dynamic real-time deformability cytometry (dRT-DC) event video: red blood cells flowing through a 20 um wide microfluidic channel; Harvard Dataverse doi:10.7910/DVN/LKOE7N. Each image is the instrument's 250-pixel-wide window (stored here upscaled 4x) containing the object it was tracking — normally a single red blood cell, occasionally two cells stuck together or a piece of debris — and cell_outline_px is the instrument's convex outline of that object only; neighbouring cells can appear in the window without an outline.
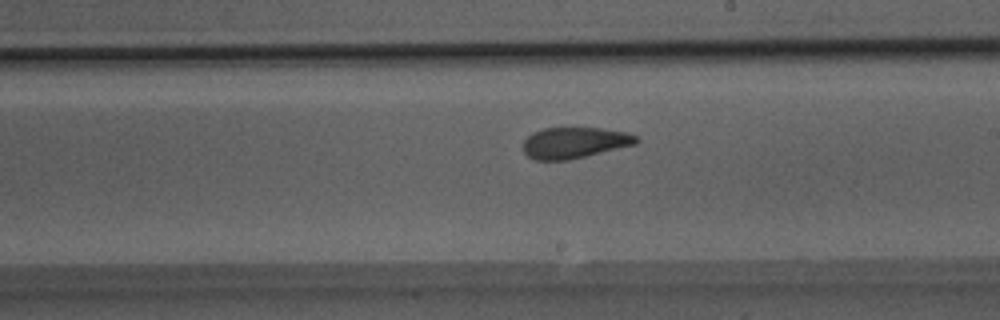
{"species": "Egyptian fruit bat (a non-hibernating species)", "species_latin": "Rousettus aegyptiacus", "temperature_condition": "room temperature", "stored_images_in_passage": 41, "camera_frame_rate_fps": 3000, "um_per_image_px": 0.085, "animal": {"sex": "male"}, "frame": {"image": 1, "passage_image": 24, "time_ms": 7.667, "image_size_px": [1000, 320], "cell_outline_px": [[640, 140], [636, 144], [568, 160], [532, 160], [524, 152], [524, 140], [532, 132], [544, 128], [600, 128], [628, 132], [640, 136]], "centroid_in_image_um": [48.86, 12.12], "position_along_channel_um": 240.1, "area_um2": 20.58}}
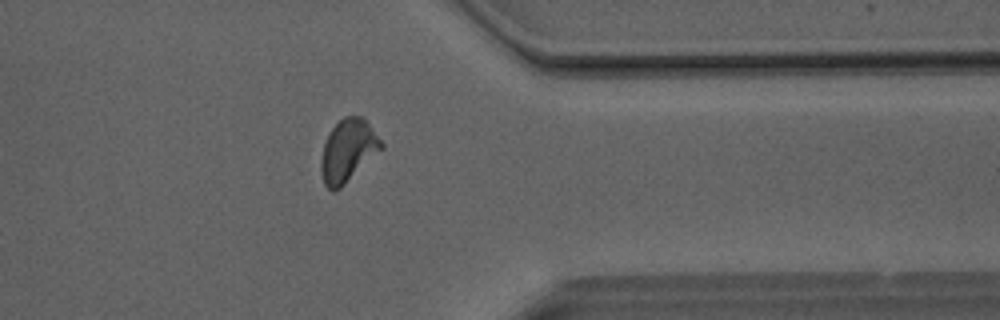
{"frame": {"image": 2, "passage_image": 35, "time_ms": 11.333, "image_size_px": [1000, 320], "cell_outline_px": [[384, 148], [336, 192], [332, 192], [324, 184], [320, 168], [320, 160], [324, 144], [328, 132], [344, 116], [364, 116], [384, 144]], "centroid_in_image_um": [29.58, 12.81], "position_along_channel_um": 381.8, "area_um2": 22.2}, "authors_computed_cell_mechanics": {"area_um2": 21.5594, "velocity_mm_per_s": 4.0992, "shape_relaxation_time_tau1_ms": 8.4116, "shape_relaxation_time_tau2_ms": 1.4682, "deformation_change_tau1": 0.1833, "deformation_change_tau2": 0.071}}